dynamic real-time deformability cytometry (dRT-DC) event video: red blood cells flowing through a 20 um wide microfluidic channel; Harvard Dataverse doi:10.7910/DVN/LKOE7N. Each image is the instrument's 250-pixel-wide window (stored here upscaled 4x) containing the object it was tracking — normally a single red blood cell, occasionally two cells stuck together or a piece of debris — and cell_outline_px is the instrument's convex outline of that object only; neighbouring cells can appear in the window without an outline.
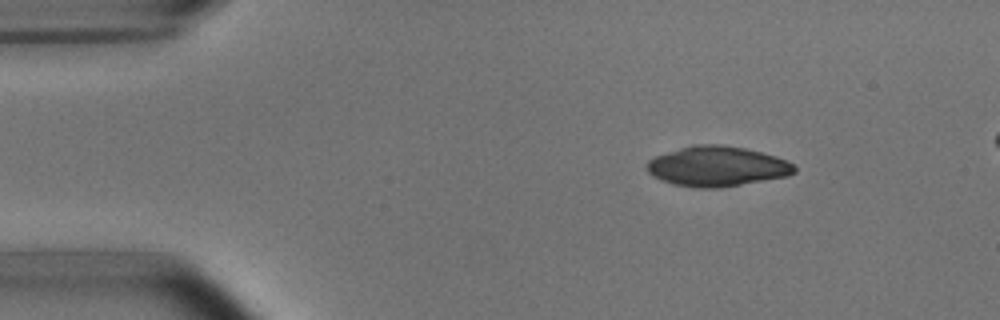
{"species": "common noctule bat (a hibernating species)", "species_latin": "Nyctalus noctula", "temperature_condition": "room temperature", "stored_images_in_passage": 4, "camera_frame_rate_fps": 3000, "um_per_image_px": 0.085, "animal": {"sex": "male", "body_mass_g": 15.6}, "frame": {"image": 1, "passage_image": 1, "time_ms": 0.0, "image_size_px": [1000, 320], "cell_outline_px": [[796, 172], [788, 176], [720, 188], [696, 188], [672, 184], [660, 180], [652, 176], [648, 172], [644, 164], [648, 160], [656, 156], [692, 144], [720, 144], [744, 148], [776, 156], [788, 160], [796, 164]], "centroid_in_image_um": [60.95, 14.14], "position_along_channel_um": 24.0, "area_um2": 34.8}}